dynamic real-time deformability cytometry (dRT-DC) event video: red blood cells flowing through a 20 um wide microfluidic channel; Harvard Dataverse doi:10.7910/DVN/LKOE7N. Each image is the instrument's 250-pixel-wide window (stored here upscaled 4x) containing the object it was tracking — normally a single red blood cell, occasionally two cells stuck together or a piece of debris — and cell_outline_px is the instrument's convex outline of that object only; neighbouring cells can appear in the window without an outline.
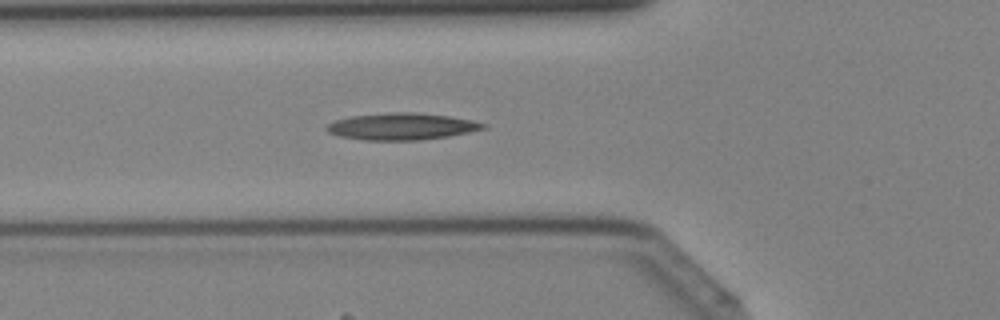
{"species": "Egyptian fruit bat (a non-hibernating species)", "species_latin": "Rousettus aegyptiacus", "temperature_condition": "cold", "stored_images_in_passage": 29, "camera_frame_rate_fps": 3000, "um_per_image_px": 0.085, "animal": {"sex": "female"}, "frame": {"image": 1, "passage_image": 4, "time_ms": 1.0, "image_size_px": [1000, 320], "cell_outline_px": [[488, 128], [448, 136], [416, 140], [364, 140], [340, 136], [328, 132], [324, 128], [328, 124], [336, 120], [352, 116], [392, 112], [416, 112], [448, 116], [472, 120], [488, 124]], "centroid_in_image_um": [34.16, 10.74], "position_along_channel_um": 91.6, "area_um2": 24.33}}
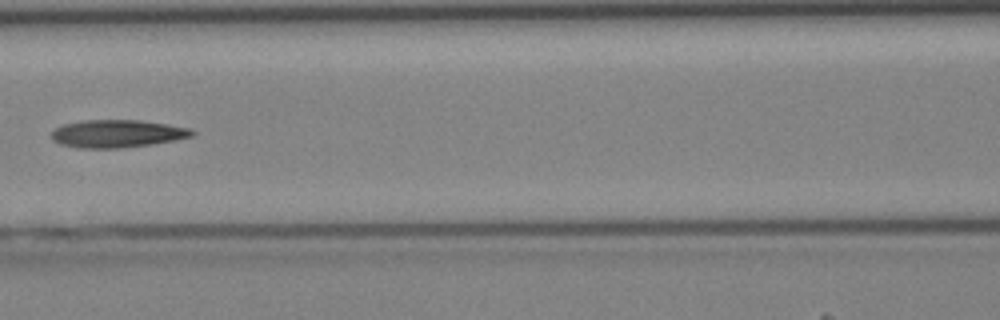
{"frame": {"image": 2, "passage_image": 8, "time_ms": 2.333, "image_size_px": [1000, 320], "cell_outline_px": [[196, 132], [192, 136], [176, 140], [120, 148], [80, 148], [60, 144], [52, 140], [52, 132], [56, 128], [64, 124], [84, 120], [140, 120], [168, 124], [188, 128]], "centroid_in_image_um": [9.95, 11.36], "position_along_channel_um": 156.6, "area_um2": 22.54}}
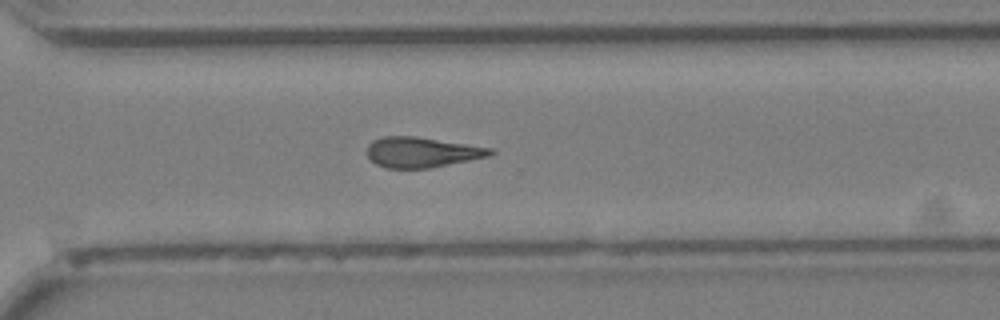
{"frame": {"image": 3, "passage_image": 19, "time_ms": 6.0, "image_size_px": [1000, 320], "cell_outline_px": [[496, 152], [488, 156], [428, 168], [384, 168], [376, 164], [368, 156], [368, 144], [372, 140], [384, 136], [416, 136], [492, 148]], "centroid_in_image_um": [35.83, 12.93], "position_along_channel_um": 334.8, "area_um2": 21.56}}